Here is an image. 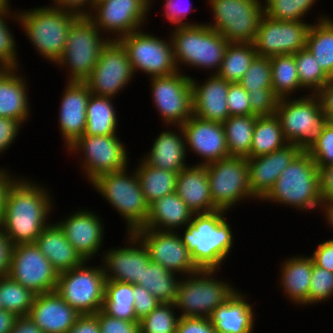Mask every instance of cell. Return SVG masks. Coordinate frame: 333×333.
I'll use <instances>...</instances> for the list:
<instances>
[{
  "instance_id": "6da1fadb",
  "label": "cell",
  "mask_w": 333,
  "mask_h": 333,
  "mask_svg": "<svg viewBox=\"0 0 333 333\" xmlns=\"http://www.w3.org/2000/svg\"><path fill=\"white\" fill-rule=\"evenodd\" d=\"M32 182L16 177L6 195L0 229L12 246L35 243L50 224L46 222L54 206L50 191Z\"/></svg>"
},
{
  "instance_id": "7a4b0ae2",
  "label": "cell",
  "mask_w": 333,
  "mask_h": 333,
  "mask_svg": "<svg viewBox=\"0 0 333 333\" xmlns=\"http://www.w3.org/2000/svg\"><path fill=\"white\" fill-rule=\"evenodd\" d=\"M227 211L194 214L185 227L182 242L199 270H218L233 246V233L224 215Z\"/></svg>"
},
{
  "instance_id": "3957f363",
  "label": "cell",
  "mask_w": 333,
  "mask_h": 333,
  "mask_svg": "<svg viewBox=\"0 0 333 333\" xmlns=\"http://www.w3.org/2000/svg\"><path fill=\"white\" fill-rule=\"evenodd\" d=\"M261 201H272L301 211L321 208L320 171L311 155L301 151Z\"/></svg>"
},
{
  "instance_id": "277c9868",
  "label": "cell",
  "mask_w": 333,
  "mask_h": 333,
  "mask_svg": "<svg viewBox=\"0 0 333 333\" xmlns=\"http://www.w3.org/2000/svg\"><path fill=\"white\" fill-rule=\"evenodd\" d=\"M17 12V22L38 54L56 63L64 52L69 29L79 16L54 5Z\"/></svg>"
},
{
  "instance_id": "5b68a950",
  "label": "cell",
  "mask_w": 333,
  "mask_h": 333,
  "mask_svg": "<svg viewBox=\"0 0 333 333\" xmlns=\"http://www.w3.org/2000/svg\"><path fill=\"white\" fill-rule=\"evenodd\" d=\"M171 33L174 60L194 68L212 69L217 74L221 67L228 41L207 24L175 26Z\"/></svg>"
},
{
  "instance_id": "8992f818",
  "label": "cell",
  "mask_w": 333,
  "mask_h": 333,
  "mask_svg": "<svg viewBox=\"0 0 333 333\" xmlns=\"http://www.w3.org/2000/svg\"><path fill=\"white\" fill-rule=\"evenodd\" d=\"M288 143L308 152L327 125V116L316 94L297 98H281L275 112Z\"/></svg>"
},
{
  "instance_id": "52a82bcc",
  "label": "cell",
  "mask_w": 333,
  "mask_h": 333,
  "mask_svg": "<svg viewBox=\"0 0 333 333\" xmlns=\"http://www.w3.org/2000/svg\"><path fill=\"white\" fill-rule=\"evenodd\" d=\"M127 169L102 174L91 184L124 218L127 232L133 233L145 225L149 204L135 170L130 175Z\"/></svg>"
},
{
  "instance_id": "ba28073f",
  "label": "cell",
  "mask_w": 333,
  "mask_h": 333,
  "mask_svg": "<svg viewBox=\"0 0 333 333\" xmlns=\"http://www.w3.org/2000/svg\"><path fill=\"white\" fill-rule=\"evenodd\" d=\"M216 272L218 270H198L182 277L175 301L176 309L182 311L179 317L209 318L214 309L235 293L231 283L214 277Z\"/></svg>"
},
{
  "instance_id": "9c48e42d",
  "label": "cell",
  "mask_w": 333,
  "mask_h": 333,
  "mask_svg": "<svg viewBox=\"0 0 333 333\" xmlns=\"http://www.w3.org/2000/svg\"><path fill=\"white\" fill-rule=\"evenodd\" d=\"M88 16H79L71 25L61 58L55 63L68 67V81H85L98 62L103 47L113 40L103 37Z\"/></svg>"
},
{
  "instance_id": "30bf717a",
  "label": "cell",
  "mask_w": 333,
  "mask_h": 333,
  "mask_svg": "<svg viewBox=\"0 0 333 333\" xmlns=\"http://www.w3.org/2000/svg\"><path fill=\"white\" fill-rule=\"evenodd\" d=\"M214 22L206 23L231 43H254L264 15L261 0H208Z\"/></svg>"
},
{
  "instance_id": "8fae6325",
  "label": "cell",
  "mask_w": 333,
  "mask_h": 333,
  "mask_svg": "<svg viewBox=\"0 0 333 333\" xmlns=\"http://www.w3.org/2000/svg\"><path fill=\"white\" fill-rule=\"evenodd\" d=\"M87 263L59 273L55 290L81 315L102 310L105 297L106 277L102 265L91 267Z\"/></svg>"
},
{
  "instance_id": "7c38bea8",
  "label": "cell",
  "mask_w": 333,
  "mask_h": 333,
  "mask_svg": "<svg viewBox=\"0 0 333 333\" xmlns=\"http://www.w3.org/2000/svg\"><path fill=\"white\" fill-rule=\"evenodd\" d=\"M210 195L219 210L229 211L248 197H256L249 188L248 163L245 157L230 156L206 165Z\"/></svg>"
},
{
  "instance_id": "4fadbf2b",
  "label": "cell",
  "mask_w": 333,
  "mask_h": 333,
  "mask_svg": "<svg viewBox=\"0 0 333 333\" xmlns=\"http://www.w3.org/2000/svg\"><path fill=\"white\" fill-rule=\"evenodd\" d=\"M127 51L133 72L143 71L149 77L167 76L178 71L172 40L139 30L119 39Z\"/></svg>"
},
{
  "instance_id": "5bb4252c",
  "label": "cell",
  "mask_w": 333,
  "mask_h": 333,
  "mask_svg": "<svg viewBox=\"0 0 333 333\" xmlns=\"http://www.w3.org/2000/svg\"><path fill=\"white\" fill-rule=\"evenodd\" d=\"M67 151L83 153L81 168L90 184L102 174L119 171L128 166V153L117 134L82 135L67 148Z\"/></svg>"
},
{
  "instance_id": "9a60e30c",
  "label": "cell",
  "mask_w": 333,
  "mask_h": 333,
  "mask_svg": "<svg viewBox=\"0 0 333 333\" xmlns=\"http://www.w3.org/2000/svg\"><path fill=\"white\" fill-rule=\"evenodd\" d=\"M177 71L167 76L150 77L152 101L163 122L170 127L183 125L193 115L191 77Z\"/></svg>"
},
{
  "instance_id": "2e32d148",
  "label": "cell",
  "mask_w": 333,
  "mask_h": 333,
  "mask_svg": "<svg viewBox=\"0 0 333 333\" xmlns=\"http://www.w3.org/2000/svg\"><path fill=\"white\" fill-rule=\"evenodd\" d=\"M58 274L35 243L12 246L8 276L34 294L55 291Z\"/></svg>"
},
{
  "instance_id": "e0dca14e",
  "label": "cell",
  "mask_w": 333,
  "mask_h": 333,
  "mask_svg": "<svg viewBox=\"0 0 333 333\" xmlns=\"http://www.w3.org/2000/svg\"><path fill=\"white\" fill-rule=\"evenodd\" d=\"M133 76L126 49L119 40H109L103 47L96 66L84 82L91 94L114 98Z\"/></svg>"
},
{
  "instance_id": "ac0fdd59",
  "label": "cell",
  "mask_w": 333,
  "mask_h": 333,
  "mask_svg": "<svg viewBox=\"0 0 333 333\" xmlns=\"http://www.w3.org/2000/svg\"><path fill=\"white\" fill-rule=\"evenodd\" d=\"M153 0H107L94 6L88 16L104 34L116 35L113 40L141 30ZM106 32V33H105Z\"/></svg>"
},
{
  "instance_id": "d6986e66",
  "label": "cell",
  "mask_w": 333,
  "mask_h": 333,
  "mask_svg": "<svg viewBox=\"0 0 333 333\" xmlns=\"http://www.w3.org/2000/svg\"><path fill=\"white\" fill-rule=\"evenodd\" d=\"M310 26L305 21H279L264 14L253 43L258 56L295 54L306 48Z\"/></svg>"
},
{
  "instance_id": "ffe728a7",
  "label": "cell",
  "mask_w": 333,
  "mask_h": 333,
  "mask_svg": "<svg viewBox=\"0 0 333 333\" xmlns=\"http://www.w3.org/2000/svg\"><path fill=\"white\" fill-rule=\"evenodd\" d=\"M146 247L149 258L170 272L191 275L199 269L191 259L179 232L139 228L133 232Z\"/></svg>"
},
{
  "instance_id": "44dd1931",
  "label": "cell",
  "mask_w": 333,
  "mask_h": 333,
  "mask_svg": "<svg viewBox=\"0 0 333 333\" xmlns=\"http://www.w3.org/2000/svg\"><path fill=\"white\" fill-rule=\"evenodd\" d=\"M127 243L130 246L106 250L102 267L106 280L139 285L144 268L151 260L146 247L134 233H128Z\"/></svg>"
},
{
  "instance_id": "7402d4cb",
  "label": "cell",
  "mask_w": 333,
  "mask_h": 333,
  "mask_svg": "<svg viewBox=\"0 0 333 333\" xmlns=\"http://www.w3.org/2000/svg\"><path fill=\"white\" fill-rule=\"evenodd\" d=\"M181 128L184 132L186 150L199 155L198 165L224 159L229 156L223 124L207 121L192 115Z\"/></svg>"
},
{
  "instance_id": "603a6c76",
  "label": "cell",
  "mask_w": 333,
  "mask_h": 333,
  "mask_svg": "<svg viewBox=\"0 0 333 333\" xmlns=\"http://www.w3.org/2000/svg\"><path fill=\"white\" fill-rule=\"evenodd\" d=\"M99 217L93 211L79 209L57 223L64 231L67 241L88 262L102 250L100 247L103 242L104 228Z\"/></svg>"
},
{
  "instance_id": "cb8c5ba5",
  "label": "cell",
  "mask_w": 333,
  "mask_h": 333,
  "mask_svg": "<svg viewBox=\"0 0 333 333\" xmlns=\"http://www.w3.org/2000/svg\"><path fill=\"white\" fill-rule=\"evenodd\" d=\"M300 152L298 146L288 143L270 154L247 158L249 188L257 200L269 193L281 172Z\"/></svg>"
},
{
  "instance_id": "d4e9b609",
  "label": "cell",
  "mask_w": 333,
  "mask_h": 333,
  "mask_svg": "<svg viewBox=\"0 0 333 333\" xmlns=\"http://www.w3.org/2000/svg\"><path fill=\"white\" fill-rule=\"evenodd\" d=\"M91 92L84 81H68L61 97L59 128L66 148L84 134Z\"/></svg>"
},
{
  "instance_id": "484cf974",
  "label": "cell",
  "mask_w": 333,
  "mask_h": 333,
  "mask_svg": "<svg viewBox=\"0 0 333 333\" xmlns=\"http://www.w3.org/2000/svg\"><path fill=\"white\" fill-rule=\"evenodd\" d=\"M80 315L56 291L36 295L28 314L43 333H67Z\"/></svg>"
},
{
  "instance_id": "4316f807",
  "label": "cell",
  "mask_w": 333,
  "mask_h": 333,
  "mask_svg": "<svg viewBox=\"0 0 333 333\" xmlns=\"http://www.w3.org/2000/svg\"><path fill=\"white\" fill-rule=\"evenodd\" d=\"M191 77L193 89V115L207 121L223 123L229 116L226 98L231 82L212 74L198 84Z\"/></svg>"
},
{
  "instance_id": "83f0119b",
  "label": "cell",
  "mask_w": 333,
  "mask_h": 333,
  "mask_svg": "<svg viewBox=\"0 0 333 333\" xmlns=\"http://www.w3.org/2000/svg\"><path fill=\"white\" fill-rule=\"evenodd\" d=\"M193 214L219 210L210 195L206 165H192L178 173L176 191Z\"/></svg>"
},
{
  "instance_id": "f1b7e54d",
  "label": "cell",
  "mask_w": 333,
  "mask_h": 333,
  "mask_svg": "<svg viewBox=\"0 0 333 333\" xmlns=\"http://www.w3.org/2000/svg\"><path fill=\"white\" fill-rule=\"evenodd\" d=\"M174 127H177L179 133L173 132L171 128L162 131L143 160L152 167L179 173L188 167L187 163L185 164L188 150L181 126L174 125Z\"/></svg>"
},
{
  "instance_id": "f546056e",
  "label": "cell",
  "mask_w": 333,
  "mask_h": 333,
  "mask_svg": "<svg viewBox=\"0 0 333 333\" xmlns=\"http://www.w3.org/2000/svg\"><path fill=\"white\" fill-rule=\"evenodd\" d=\"M17 72L18 68H0V117L23 124L30 116V104L27 80Z\"/></svg>"
},
{
  "instance_id": "4dcf8cb0",
  "label": "cell",
  "mask_w": 333,
  "mask_h": 333,
  "mask_svg": "<svg viewBox=\"0 0 333 333\" xmlns=\"http://www.w3.org/2000/svg\"><path fill=\"white\" fill-rule=\"evenodd\" d=\"M253 306L238 290L209 317L216 333H252L254 328Z\"/></svg>"
},
{
  "instance_id": "1f68e13d",
  "label": "cell",
  "mask_w": 333,
  "mask_h": 333,
  "mask_svg": "<svg viewBox=\"0 0 333 333\" xmlns=\"http://www.w3.org/2000/svg\"><path fill=\"white\" fill-rule=\"evenodd\" d=\"M35 244L58 273L76 268L85 262L77 250L67 241L64 231L57 222L50 223L41 232Z\"/></svg>"
},
{
  "instance_id": "d6a6232c",
  "label": "cell",
  "mask_w": 333,
  "mask_h": 333,
  "mask_svg": "<svg viewBox=\"0 0 333 333\" xmlns=\"http://www.w3.org/2000/svg\"><path fill=\"white\" fill-rule=\"evenodd\" d=\"M193 215L179 195L173 192L149 205L148 217L142 228L176 232V229L187 226Z\"/></svg>"
},
{
  "instance_id": "836d02e7",
  "label": "cell",
  "mask_w": 333,
  "mask_h": 333,
  "mask_svg": "<svg viewBox=\"0 0 333 333\" xmlns=\"http://www.w3.org/2000/svg\"><path fill=\"white\" fill-rule=\"evenodd\" d=\"M290 257L282 262L280 270V284L283 293L296 305H308V294L310 291L311 275L313 271V260L310 256Z\"/></svg>"
},
{
  "instance_id": "e575fe53",
  "label": "cell",
  "mask_w": 333,
  "mask_h": 333,
  "mask_svg": "<svg viewBox=\"0 0 333 333\" xmlns=\"http://www.w3.org/2000/svg\"><path fill=\"white\" fill-rule=\"evenodd\" d=\"M318 18L309 28L306 48L317 58L319 66L333 80V19L326 15Z\"/></svg>"
},
{
  "instance_id": "d590c367",
  "label": "cell",
  "mask_w": 333,
  "mask_h": 333,
  "mask_svg": "<svg viewBox=\"0 0 333 333\" xmlns=\"http://www.w3.org/2000/svg\"><path fill=\"white\" fill-rule=\"evenodd\" d=\"M113 98L91 94L86 109V128L83 135H116L117 118Z\"/></svg>"
},
{
  "instance_id": "8d00e7d4",
  "label": "cell",
  "mask_w": 333,
  "mask_h": 333,
  "mask_svg": "<svg viewBox=\"0 0 333 333\" xmlns=\"http://www.w3.org/2000/svg\"><path fill=\"white\" fill-rule=\"evenodd\" d=\"M140 161L135 172L149 205L176 191L178 173L152 167L143 159Z\"/></svg>"
},
{
  "instance_id": "74e56055",
  "label": "cell",
  "mask_w": 333,
  "mask_h": 333,
  "mask_svg": "<svg viewBox=\"0 0 333 333\" xmlns=\"http://www.w3.org/2000/svg\"><path fill=\"white\" fill-rule=\"evenodd\" d=\"M102 311L111 317L139 322L134 310L133 284L106 280Z\"/></svg>"
},
{
  "instance_id": "f35d334b",
  "label": "cell",
  "mask_w": 333,
  "mask_h": 333,
  "mask_svg": "<svg viewBox=\"0 0 333 333\" xmlns=\"http://www.w3.org/2000/svg\"><path fill=\"white\" fill-rule=\"evenodd\" d=\"M256 115L229 116L222 124L229 156L250 158Z\"/></svg>"
},
{
  "instance_id": "ab89813d",
  "label": "cell",
  "mask_w": 333,
  "mask_h": 333,
  "mask_svg": "<svg viewBox=\"0 0 333 333\" xmlns=\"http://www.w3.org/2000/svg\"><path fill=\"white\" fill-rule=\"evenodd\" d=\"M287 144L288 142L283 136L281 124L276 114L257 116L250 148V157L270 154Z\"/></svg>"
},
{
  "instance_id": "60d3db41",
  "label": "cell",
  "mask_w": 333,
  "mask_h": 333,
  "mask_svg": "<svg viewBox=\"0 0 333 333\" xmlns=\"http://www.w3.org/2000/svg\"><path fill=\"white\" fill-rule=\"evenodd\" d=\"M180 279L176 273L150 261L144 268L139 285L146 288L161 303H175Z\"/></svg>"
},
{
  "instance_id": "b9f144b4",
  "label": "cell",
  "mask_w": 333,
  "mask_h": 333,
  "mask_svg": "<svg viewBox=\"0 0 333 333\" xmlns=\"http://www.w3.org/2000/svg\"><path fill=\"white\" fill-rule=\"evenodd\" d=\"M258 56L253 43L229 42L217 76L228 82H239Z\"/></svg>"
},
{
  "instance_id": "7bdbcfd3",
  "label": "cell",
  "mask_w": 333,
  "mask_h": 333,
  "mask_svg": "<svg viewBox=\"0 0 333 333\" xmlns=\"http://www.w3.org/2000/svg\"><path fill=\"white\" fill-rule=\"evenodd\" d=\"M272 89L281 98H289L296 90L302 89L294 54L270 57Z\"/></svg>"
},
{
  "instance_id": "ee69618b",
  "label": "cell",
  "mask_w": 333,
  "mask_h": 333,
  "mask_svg": "<svg viewBox=\"0 0 333 333\" xmlns=\"http://www.w3.org/2000/svg\"><path fill=\"white\" fill-rule=\"evenodd\" d=\"M34 294L9 276L0 277V300L4 310L16 316H28L34 302Z\"/></svg>"
},
{
  "instance_id": "f6af8a7d",
  "label": "cell",
  "mask_w": 333,
  "mask_h": 333,
  "mask_svg": "<svg viewBox=\"0 0 333 333\" xmlns=\"http://www.w3.org/2000/svg\"><path fill=\"white\" fill-rule=\"evenodd\" d=\"M296 69L301 87L310 90L309 94H317L332 79L323 71L317 58L304 48L294 54ZM311 88V89H310Z\"/></svg>"
},
{
  "instance_id": "bcb514c9",
  "label": "cell",
  "mask_w": 333,
  "mask_h": 333,
  "mask_svg": "<svg viewBox=\"0 0 333 333\" xmlns=\"http://www.w3.org/2000/svg\"><path fill=\"white\" fill-rule=\"evenodd\" d=\"M175 309V303H160L139 321V333H175L180 318Z\"/></svg>"
},
{
  "instance_id": "7dc6e473",
  "label": "cell",
  "mask_w": 333,
  "mask_h": 333,
  "mask_svg": "<svg viewBox=\"0 0 333 333\" xmlns=\"http://www.w3.org/2000/svg\"><path fill=\"white\" fill-rule=\"evenodd\" d=\"M317 0H265L264 14L279 21H305Z\"/></svg>"
},
{
  "instance_id": "c3c4849f",
  "label": "cell",
  "mask_w": 333,
  "mask_h": 333,
  "mask_svg": "<svg viewBox=\"0 0 333 333\" xmlns=\"http://www.w3.org/2000/svg\"><path fill=\"white\" fill-rule=\"evenodd\" d=\"M11 6L0 8V68H20L18 66L19 60L17 59V47L13 34L10 32L7 25V18L12 17L14 20L18 19L16 11L11 14ZM11 15V17H10ZM6 19V20H5Z\"/></svg>"
},
{
  "instance_id": "681fc988",
  "label": "cell",
  "mask_w": 333,
  "mask_h": 333,
  "mask_svg": "<svg viewBox=\"0 0 333 333\" xmlns=\"http://www.w3.org/2000/svg\"><path fill=\"white\" fill-rule=\"evenodd\" d=\"M239 83L247 92L272 89L270 57L257 56Z\"/></svg>"
},
{
  "instance_id": "f907efd6",
  "label": "cell",
  "mask_w": 333,
  "mask_h": 333,
  "mask_svg": "<svg viewBox=\"0 0 333 333\" xmlns=\"http://www.w3.org/2000/svg\"><path fill=\"white\" fill-rule=\"evenodd\" d=\"M333 297V272L318 267L313 263L308 305L327 301Z\"/></svg>"
},
{
  "instance_id": "816d5d0a",
  "label": "cell",
  "mask_w": 333,
  "mask_h": 333,
  "mask_svg": "<svg viewBox=\"0 0 333 333\" xmlns=\"http://www.w3.org/2000/svg\"><path fill=\"white\" fill-rule=\"evenodd\" d=\"M318 169L333 165V128L328 124L324 127L317 142L308 151Z\"/></svg>"
},
{
  "instance_id": "f5cc1de1",
  "label": "cell",
  "mask_w": 333,
  "mask_h": 333,
  "mask_svg": "<svg viewBox=\"0 0 333 333\" xmlns=\"http://www.w3.org/2000/svg\"><path fill=\"white\" fill-rule=\"evenodd\" d=\"M251 112L256 116H270L275 114L280 98L273 89H260L248 92Z\"/></svg>"
},
{
  "instance_id": "db71d44e",
  "label": "cell",
  "mask_w": 333,
  "mask_h": 333,
  "mask_svg": "<svg viewBox=\"0 0 333 333\" xmlns=\"http://www.w3.org/2000/svg\"><path fill=\"white\" fill-rule=\"evenodd\" d=\"M226 103L230 116L254 115L251 112L248 92L239 82L229 84Z\"/></svg>"
},
{
  "instance_id": "11a10c76",
  "label": "cell",
  "mask_w": 333,
  "mask_h": 333,
  "mask_svg": "<svg viewBox=\"0 0 333 333\" xmlns=\"http://www.w3.org/2000/svg\"><path fill=\"white\" fill-rule=\"evenodd\" d=\"M94 315L98 319L101 333H139V322L111 317L102 310Z\"/></svg>"
},
{
  "instance_id": "9f6ffc18",
  "label": "cell",
  "mask_w": 333,
  "mask_h": 333,
  "mask_svg": "<svg viewBox=\"0 0 333 333\" xmlns=\"http://www.w3.org/2000/svg\"><path fill=\"white\" fill-rule=\"evenodd\" d=\"M134 310L137 319L140 321L154 310L161 302L152 295L146 288L133 284Z\"/></svg>"
},
{
  "instance_id": "6f0895ef",
  "label": "cell",
  "mask_w": 333,
  "mask_h": 333,
  "mask_svg": "<svg viewBox=\"0 0 333 333\" xmlns=\"http://www.w3.org/2000/svg\"><path fill=\"white\" fill-rule=\"evenodd\" d=\"M181 3V0H165L164 4V14L166 16V19L169 20V22L173 23L175 26H183V25H199L201 23H189L186 21H183L184 18H187V15L192 10L191 3L185 4L187 5L184 7ZM191 8V9H190Z\"/></svg>"
},
{
  "instance_id": "680465c9",
  "label": "cell",
  "mask_w": 333,
  "mask_h": 333,
  "mask_svg": "<svg viewBox=\"0 0 333 333\" xmlns=\"http://www.w3.org/2000/svg\"><path fill=\"white\" fill-rule=\"evenodd\" d=\"M175 333H216L210 318L180 317Z\"/></svg>"
},
{
  "instance_id": "91938a15",
  "label": "cell",
  "mask_w": 333,
  "mask_h": 333,
  "mask_svg": "<svg viewBox=\"0 0 333 333\" xmlns=\"http://www.w3.org/2000/svg\"><path fill=\"white\" fill-rule=\"evenodd\" d=\"M22 124L14 119L0 117V153L12 145Z\"/></svg>"
},
{
  "instance_id": "94428289",
  "label": "cell",
  "mask_w": 333,
  "mask_h": 333,
  "mask_svg": "<svg viewBox=\"0 0 333 333\" xmlns=\"http://www.w3.org/2000/svg\"><path fill=\"white\" fill-rule=\"evenodd\" d=\"M310 257L314 265L333 272V239L319 243Z\"/></svg>"
},
{
  "instance_id": "6125c7cd",
  "label": "cell",
  "mask_w": 333,
  "mask_h": 333,
  "mask_svg": "<svg viewBox=\"0 0 333 333\" xmlns=\"http://www.w3.org/2000/svg\"><path fill=\"white\" fill-rule=\"evenodd\" d=\"M52 2L54 6L77 16H89L94 8L93 0H52Z\"/></svg>"
},
{
  "instance_id": "be15d7a7",
  "label": "cell",
  "mask_w": 333,
  "mask_h": 333,
  "mask_svg": "<svg viewBox=\"0 0 333 333\" xmlns=\"http://www.w3.org/2000/svg\"><path fill=\"white\" fill-rule=\"evenodd\" d=\"M319 171L322 203H333V165L321 167Z\"/></svg>"
},
{
  "instance_id": "e7e4bbea",
  "label": "cell",
  "mask_w": 333,
  "mask_h": 333,
  "mask_svg": "<svg viewBox=\"0 0 333 333\" xmlns=\"http://www.w3.org/2000/svg\"><path fill=\"white\" fill-rule=\"evenodd\" d=\"M67 333H101L100 325L94 314L80 315Z\"/></svg>"
},
{
  "instance_id": "03108f58",
  "label": "cell",
  "mask_w": 333,
  "mask_h": 333,
  "mask_svg": "<svg viewBox=\"0 0 333 333\" xmlns=\"http://www.w3.org/2000/svg\"><path fill=\"white\" fill-rule=\"evenodd\" d=\"M11 248V242L0 229V277L8 276Z\"/></svg>"
},
{
  "instance_id": "003e7915",
  "label": "cell",
  "mask_w": 333,
  "mask_h": 333,
  "mask_svg": "<svg viewBox=\"0 0 333 333\" xmlns=\"http://www.w3.org/2000/svg\"><path fill=\"white\" fill-rule=\"evenodd\" d=\"M10 333H43V331L29 316H21L16 319Z\"/></svg>"
},
{
  "instance_id": "a7ac6f4b",
  "label": "cell",
  "mask_w": 333,
  "mask_h": 333,
  "mask_svg": "<svg viewBox=\"0 0 333 333\" xmlns=\"http://www.w3.org/2000/svg\"><path fill=\"white\" fill-rule=\"evenodd\" d=\"M6 171L5 168H0V223L3 217L6 195L10 184L15 178V176L13 177V175Z\"/></svg>"
},
{
  "instance_id": "89a4df30",
  "label": "cell",
  "mask_w": 333,
  "mask_h": 333,
  "mask_svg": "<svg viewBox=\"0 0 333 333\" xmlns=\"http://www.w3.org/2000/svg\"><path fill=\"white\" fill-rule=\"evenodd\" d=\"M324 113H333V80L326 84L317 94Z\"/></svg>"
},
{
  "instance_id": "2644e50d",
  "label": "cell",
  "mask_w": 333,
  "mask_h": 333,
  "mask_svg": "<svg viewBox=\"0 0 333 333\" xmlns=\"http://www.w3.org/2000/svg\"><path fill=\"white\" fill-rule=\"evenodd\" d=\"M17 318L14 313L0 310V333H10Z\"/></svg>"
},
{
  "instance_id": "8c879c8a",
  "label": "cell",
  "mask_w": 333,
  "mask_h": 333,
  "mask_svg": "<svg viewBox=\"0 0 333 333\" xmlns=\"http://www.w3.org/2000/svg\"><path fill=\"white\" fill-rule=\"evenodd\" d=\"M321 211L324 213L328 224H330L329 226L333 227V203H322Z\"/></svg>"
},
{
  "instance_id": "753ad0ef",
  "label": "cell",
  "mask_w": 333,
  "mask_h": 333,
  "mask_svg": "<svg viewBox=\"0 0 333 333\" xmlns=\"http://www.w3.org/2000/svg\"><path fill=\"white\" fill-rule=\"evenodd\" d=\"M327 116V124L333 128V113H324Z\"/></svg>"
},
{
  "instance_id": "34e18365",
  "label": "cell",
  "mask_w": 333,
  "mask_h": 333,
  "mask_svg": "<svg viewBox=\"0 0 333 333\" xmlns=\"http://www.w3.org/2000/svg\"><path fill=\"white\" fill-rule=\"evenodd\" d=\"M9 0H0V8H5L7 6H9Z\"/></svg>"
},
{
  "instance_id": "11e5206c",
  "label": "cell",
  "mask_w": 333,
  "mask_h": 333,
  "mask_svg": "<svg viewBox=\"0 0 333 333\" xmlns=\"http://www.w3.org/2000/svg\"><path fill=\"white\" fill-rule=\"evenodd\" d=\"M104 1H107V0H93V6L99 4V3H102Z\"/></svg>"
},
{
  "instance_id": "2a66077c",
  "label": "cell",
  "mask_w": 333,
  "mask_h": 333,
  "mask_svg": "<svg viewBox=\"0 0 333 333\" xmlns=\"http://www.w3.org/2000/svg\"><path fill=\"white\" fill-rule=\"evenodd\" d=\"M0 310H4V308L2 306V303H1V300H0Z\"/></svg>"
}]
</instances>
